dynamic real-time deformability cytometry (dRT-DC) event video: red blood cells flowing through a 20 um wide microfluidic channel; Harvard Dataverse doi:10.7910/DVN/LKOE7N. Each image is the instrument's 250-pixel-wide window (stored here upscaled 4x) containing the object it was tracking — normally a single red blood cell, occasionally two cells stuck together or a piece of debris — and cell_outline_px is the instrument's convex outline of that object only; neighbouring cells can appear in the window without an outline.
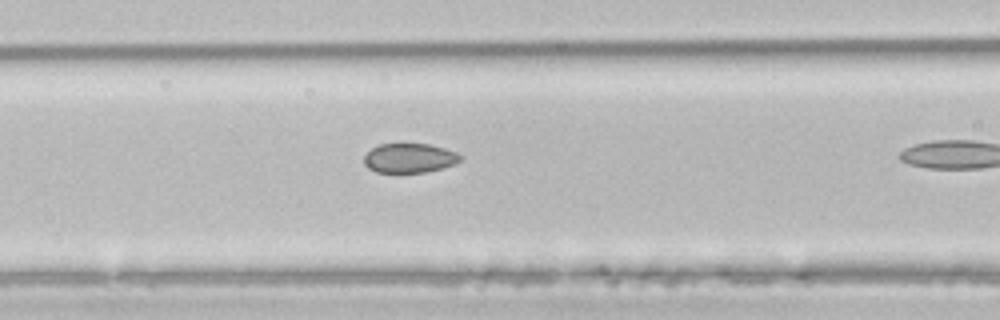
{"species": "common noctule bat (a hibernating species)", "species_latin": "Nyctalus noctula", "temperature_condition": "room temperature", "stored_images_in_passage": 16, "camera_frame_rate_fps": 3000, "um_per_image_px": 0.085, "animal": {"sex": "male", "body_mass_g": 21.5, "forearm_length_mm": 52.0}, "frame": {"image": 1, "passage_image": 12, "time_ms": 3.667, "image_size_px": [1000, 320], "cell_outline_px": [[460, 160], [452, 164], [440, 168], [424, 172], [376, 172], [368, 168], [364, 164], [364, 156], [372, 148], [380, 144], [428, 144], [444, 148], [456, 152], [460, 156]], "centroid_in_image_um": [34.75, 13.43], "position_along_channel_um": 131.8, "area_um2": 16.18}}